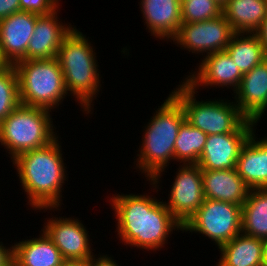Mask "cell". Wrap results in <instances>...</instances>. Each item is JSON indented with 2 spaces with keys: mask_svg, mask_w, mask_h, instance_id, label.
Listing matches in <instances>:
<instances>
[{
  "mask_svg": "<svg viewBox=\"0 0 267 266\" xmlns=\"http://www.w3.org/2000/svg\"><path fill=\"white\" fill-rule=\"evenodd\" d=\"M152 196L122 192L108 197L117 221L116 238L131 249L136 247L150 253L163 249L174 231L183 230V225L167 209L163 199Z\"/></svg>",
  "mask_w": 267,
  "mask_h": 266,
  "instance_id": "cell-1",
  "label": "cell"
},
{
  "mask_svg": "<svg viewBox=\"0 0 267 266\" xmlns=\"http://www.w3.org/2000/svg\"><path fill=\"white\" fill-rule=\"evenodd\" d=\"M59 137L47 146L23 152L11 161L30 210H43L44 213L48 210L52 215V211L63 209L62 190L68 182V170Z\"/></svg>",
  "mask_w": 267,
  "mask_h": 266,
  "instance_id": "cell-2",
  "label": "cell"
},
{
  "mask_svg": "<svg viewBox=\"0 0 267 266\" xmlns=\"http://www.w3.org/2000/svg\"><path fill=\"white\" fill-rule=\"evenodd\" d=\"M163 101L143 126L142 144L133 162V169L145 176L154 193L160 191V178L165 174L163 172L167 173L165 170L169 163L174 161L175 141L185 121L181 104L171 94Z\"/></svg>",
  "mask_w": 267,
  "mask_h": 266,
  "instance_id": "cell-3",
  "label": "cell"
},
{
  "mask_svg": "<svg viewBox=\"0 0 267 266\" xmlns=\"http://www.w3.org/2000/svg\"><path fill=\"white\" fill-rule=\"evenodd\" d=\"M89 40V36L84 35L75 25L63 39L56 56L68 95L75 98L74 101L83 109L80 108V111L86 117L93 114L94 100L99 97L103 87L96 48Z\"/></svg>",
  "mask_w": 267,
  "mask_h": 266,
  "instance_id": "cell-4",
  "label": "cell"
},
{
  "mask_svg": "<svg viewBox=\"0 0 267 266\" xmlns=\"http://www.w3.org/2000/svg\"><path fill=\"white\" fill-rule=\"evenodd\" d=\"M52 114L41 107L19 104L0 122V145L11 161L23 152L47 146L59 136Z\"/></svg>",
  "mask_w": 267,
  "mask_h": 266,
  "instance_id": "cell-5",
  "label": "cell"
},
{
  "mask_svg": "<svg viewBox=\"0 0 267 266\" xmlns=\"http://www.w3.org/2000/svg\"><path fill=\"white\" fill-rule=\"evenodd\" d=\"M14 68L18 76L20 104L54 112L69 96L57 58L21 60Z\"/></svg>",
  "mask_w": 267,
  "mask_h": 266,
  "instance_id": "cell-6",
  "label": "cell"
},
{
  "mask_svg": "<svg viewBox=\"0 0 267 266\" xmlns=\"http://www.w3.org/2000/svg\"><path fill=\"white\" fill-rule=\"evenodd\" d=\"M198 92L183 80L170 94L181 104L185 120L207 135L235 132L247 120L234 100L215 97L199 101Z\"/></svg>",
  "mask_w": 267,
  "mask_h": 266,
  "instance_id": "cell-7",
  "label": "cell"
},
{
  "mask_svg": "<svg viewBox=\"0 0 267 266\" xmlns=\"http://www.w3.org/2000/svg\"><path fill=\"white\" fill-rule=\"evenodd\" d=\"M242 206L205 199L201 207L183 225L182 232L202 234L217 249L241 233Z\"/></svg>",
  "mask_w": 267,
  "mask_h": 266,
  "instance_id": "cell-8",
  "label": "cell"
},
{
  "mask_svg": "<svg viewBox=\"0 0 267 266\" xmlns=\"http://www.w3.org/2000/svg\"><path fill=\"white\" fill-rule=\"evenodd\" d=\"M234 33L225 16L221 14L206 21L182 23L169 42L204 58L205 55L225 51Z\"/></svg>",
  "mask_w": 267,
  "mask_h": 266,
  "instance_id": "cell-9",
  "label": "cell"
},
{
  "mask_svg": "<svg viewBox=\"0 0 267 266\" xmlns=\"http://www.w3.org/2000/svg\"><path fill=\"white\" fill-rule=\"evenodd\" d=\"M175 173L168 200L164 204L184 225L205 200L202 169L198 164H180Z\"/></svg>",
  "mask_w": 267,
  "mask_h": 266,
  "instance_id": "cell-10",
  "label": "cell"
},
{
  "mask_svg": "<svg viewBox=\"0 0 267 266\" xmlns=\"http://www.w3.org/2000/svg\"><path fill=\"white\" fill-rule=\"evenodd\" d=\"M44 219L42 230L58 248L64 260H89L94 255L89 231L79 218L57 217L53 214Z\"/></svg>",
  "mask_w": 267,
  "mask_h": 266,
  "instance_id": "cell-11",
  "label": "cell"
},
{
  "mask_svg": "<svg viewBox=\"0 0 267 266\" xmlns=\"http://www.w3.org/2000/svg\"><path fill=\"white\" fill-rule=\"evenodd\" d=\"M256 126L246 120L235 132L208 135L197 164L202 170L235 169L241 148Z\"/></svg>",
  "mask_w": 267,
  "mask_h": 266,
  "instance_id": "cell-12",
  "label": "cell"
},
{
  "mask_svg": "<svg viewBox=\"0 0 267 266\" xmlns=\"http://www.w3.org/2000/svg\"><path fill=\"white\" fill-rule=\"evenodd\" d=\"M201 58L197 68L191 70L184 80L196 91L200 88H226L233 93L238 89L243 74L226 51L214 52Z\"/></svg>",
  "mask_w": 267,
  "mask_h": 266,
  "instance_id": "cell-13",
  "label": "cell"
},
{
  "mask_svg": "<svg viewBox=\"0 0 267 266\" xmlns=\"http://www.w3.org/2000/svg\"><path fill=\"white\" fill-rule=\"evenodd\" d=\"M40 15L19 11L0 19V57L6 65L27 60V47Z\"/></svg>",
  "mask_w": 267,
  "mask_h": 266,
  "instance_id": "cell-14",
  "label": "cell"
},
{
  "mask_svg": "<svg viewBox=\"0 0 267 266\" xmlns=\"http://www.w3.org/2000/svg\"><path fill=\"white\" fill-rule=\"evenodd\" d=\"M232 95L247 120L255 123L262 120L267 110V59L243 74L240 86Z\"/></svg>",
  "mask_w": 267,
  "mask_h": 266,
  "instance_id": "cell-15",
  "label": "cell"
},
{
  "mask_svg": "<svg viewBox=\"0 0 267 266\" xmlns=\"http://www.w3.org/2000/svg\"><path fill=\"white\" fill-rule=\"evenodd\" d=\"M60 8L48 15L37 18L33 35L27 47V60L55 58L63 39L75 27L72 23H64L58 17Z\"/></svg>",
  "mask_w": 267,
  "mask_h": 266,
  "instance_id": "cell-16",
  "label": "cell"
},
{
  "mask_svg": "<svg viewBox=\"0 0 267 266\" xmlns=\"http://www.w3.org/2000/svg\"><path fill=\"white\" fill-rule=\"evenodd\" d=\"M140 12L151 36L170 41L178 32L181 20L180 0H140Z\"/></svg>",
  "mask_w": 267,
  "mask_h": 266,
  "instance_id": "cell-17",
  "label": "cell"
},
{
  "mask_svg": "<svg viewBox=\"0 0 267 266\" xmlns=\"http://www.w3.org/2000/svg\"><path fill=\"white\" fill-rule=\"evenodd\" d=\"M255 133L242 146L236 169L250 189H267V136L261 139Z\"/></svg>",
  "mask_w": 267,
  "mask_h": 266,
  "instance_id": "cell-18",
  "label": "cell"
},
{
  "mask_svg": "<svg viewBox=\"0 0 267 266\" xmlns=\"http://www.w3.org/2000/svg\"><path fill=\"white\" fill-rule=\"evenodd\" d=\"M205 199L243 205L250 192L249 186L238 175L237 169L202 170Z\"/></svg>",
  "mask_w": 267,
  "mask_h": 266,
  "instance_id": "cell-19",
  "label": "cell"
},
{
  "mask_svg": "<svg viewBox=\"0 0 267 266\" xmlns=\"http://www.w3.org/2000/svg\"><path fill=\"white\" fill-rule=\"evenodd\" d=\"M216 266H265L266 241L242 232L218 248Z\"/></svg>",
  "mask_w": 267,
  "mask_h": 266,
  "instance_id": "cell-20",
  "label": "cell"
},
{
  "mask_svg": "<svg viewBox=\"0 0 267 266\" xmlns=\"http://www.w3.org/2000/svg\"><path fill=\"white\" fill-rule=\"evenodd\" d=\"M29 237L12 243L13 266H61L60 251L42 229L39 236Z\"/></svg>",
  "mask_w": 267,
  "mask_h": 266,
  "instance_id": "cell-21",
  "label": "cell"
},
{
  "mask_svg": "<svg viewBox=\"0 0 267 266\" xmlns=\"http://www.w3.org/2000/svg\"><path fill=\"white\" fill-rule=\"evenodd\" d=\"M222 14L234 32L254 33L267 15V0H229Z\"/></svg>",
  "mask_w": 267,
  "mask_h": 266,
  "instance_id": "cell-22",
  "label": "cell"
},
{
  "mask_svg": "<svg viewBox=\"0 0 267 266\" xmlns=\"http://www.w3.org/2000/svg\"><path fill=\"white\" fill-rule=\"evenodd\" d=\"M241 232L267 242V189H251L242 205Z\"/></svg>",
  "mask_w": 267,
  "mask_h": 266,
  "instance_id": "cell-23",
  "label": "cell"
},
{
  "mask_svg": "<svg viewBox=\"0 0 267 266\" xmlns=\"http://www.w3.org/2000/svg\"><path fill=\"white\" fill-rule=\"evenodd\" d=\"M225 51L242 74L251 71L266 59L255 33L235 32Z\"/></svg>",
  "mask_w": 267,
  "mask_h": 266,
  "instance_id": "cell-24",
  "label": "cell"
},
{
  "mask_svg": "<svg viewBox=\"0 0 267 266\" xmlns=\"http://www.w3.org/2000/svg\"><path fill=\"white\" fill-rule=\"evenodd\" d=\"M208 135L186 120L181 124L174 147V161L179 164H197Z\"/></svg>",
  "mask_w": 267,
  "mask_h": 266,
  "instance_id": "cell-25",
  "label": "cell"
},
{
  "mask_svg": "<svg viewBox=\"0 0 267 266\" xmlns=\"http://www.w3.org/2000/svg\"><path fill=\"white\" fill-rule=\"evenodd\" d=\"M19 104L18 76L13 65H6L0 70V122Z\"/></svg>",
  "mask_w": 267,
  "mask_h": 266,
  "instance_id": "cell-26",
  "label": "cell"
},
{
  "mask_svg": "<svg viewBox=\"0 0 267 266\" xmlns=\"http://www.w3.org/2000/svg\"><path fill=\"white\" fill-rule=\"evenodd\" d=\"M222 6L215 0H182V23L201 22L217 18L222 14Z\"/></svg>",
  "mask_w": 267,
  "mask_h": 266,
  "instance_id": "cell-27",
  "label": "cell"
},
{
  "mask_svg": "<svg viewBox=\"0 0 267 266\" xmlns=\"http://www.w3.org/2000/svg\"><path fill=\"white\" fill-rule=\"evenodd\" d=\"M61 0H20V11L48 15L60 7Z\"/></svg>",
  "mask_w": 267,
  "mask_h": 266,
  "instance_id": "cell-28",
  "label": "cell"
},
{
  "mask_svg": "<svg viewBox=\"0 0 267 266\" xmlns=\"http://www.w3.org/2000/svg\"><path fill=\"white\" fill-rule=\"evenodd\" d=\"M20 11V0H0V19Z\"/></svg>",
  "mask_w": 267,
  "mask_h": 266,
  "instance_id": "cell-29",
  "label": "cell"
},
{
  "mask_svg": "<svg viewBox=\"0 0 267 266\" xmlns=\"http://www.w3.org/2000/svg\"><path fill=\"white\" fill-rule=\"evenodd\" d=\"M98 256V257H96ZM110 256V257H109ZM109 254L100 253L93 255L89 260L91 266H121L117 263L118 260H114V257Z\"/></svg>",
  "mask_w": 267,
  "mask_h": 266,
  "instance_id": "cell-30",
  "label": "cell"
},
{
  "mask_svg": "<svg viewBox=\"0 0 267 266\" xmlns=\"http://www.w3.org/2000/svg\"><path fill=\"white\" fill-rule=\"evenodd\" d=\"M0 242V266H13V244L9 247Z\"/></svg>",
  "mask_w": 267,
  "mask_h": 266,
  "instance_id": "cell-31",
  "label": "cell"
},
{
  "mask_svg": "<svg viewBox=\"0 0 267 266\" xmlns=\"http://www.w3.org/2000/svg\"><path fill=\"white\" fill-rule=\"evenodd\" d=\"M254 33L260 40V43L263 47L265 58L267 59V15L265 19L262 21L259 28Z\"/></svg>",
  "mask_w": 267,
  "mask_h": 266,
  "instance_id": "cell-32",
  "label": "cell"
},
{
  "mask_svg": "<svg viewBox=\"0 0 267 266\" xmlns=\"http://www.w3.org/2000/svg\"><path fill=\"white\" fill-rule=\"evenodd\" d=\"M61 266H91L90 260H64Z\"/></svg>",
  "mask_w": 267,
  "mask_h": 266,
  "instance_id": "cell-33",
  "label": "cell"
},
{
  "mask_svg": "<svg viewBox=\"0 0 267 266\" xmlns=\"http://www.w3.org/2000/svg\"><path fill=\"white\" fill-rule=\"evenodd\" d=\"M220 6H224L229 0H215Z\"/></svg>",
  "mask_w": 267,
  "mask_h": 266,
  "instance_id": "cell-34",
  "label": "cell"
},
{
  "mask_svg": "<svg viewBox=\"0 0 267 266\" xmlns=\"http://www.w3.org/2000/svg\"><path fill=\"white\" fill-rule=\"evenodd\" d=\"M6 66V64L2 61L1 57H0V70Z\"/></svg>",
  "mask_w": 267,
  "mask_h": 266,
  "instance_id": "cell-35",
  "label": "cell"
},
{
  "mask_svg": "<svg viewBox=\"0 0 267 266\" xmlns=\"http://www.w3.org/2000/svg\"><path fill=\"white\" fill-rule=\"evenodd\" d=\"M267 266V242H266V265Z\"/></svg>",
  "mask_w": 267,
  "mask_h": 266,
  "instance_id": "cell-36",
  "label": "cell"
}]
</instances>
